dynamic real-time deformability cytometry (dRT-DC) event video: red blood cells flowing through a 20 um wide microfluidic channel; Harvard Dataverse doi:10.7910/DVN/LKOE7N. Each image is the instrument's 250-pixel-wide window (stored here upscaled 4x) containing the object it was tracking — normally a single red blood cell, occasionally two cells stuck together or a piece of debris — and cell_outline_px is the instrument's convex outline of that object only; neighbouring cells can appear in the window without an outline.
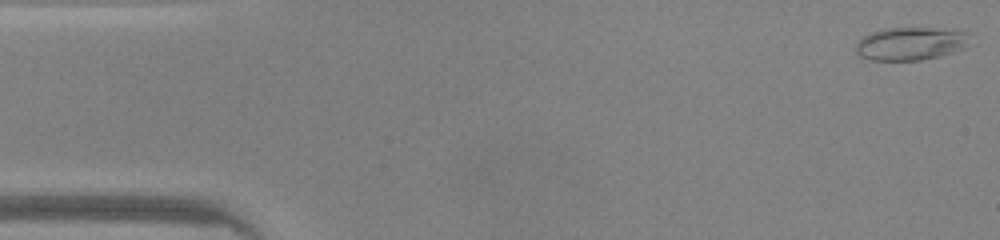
{"species": "common noctule bat (a hibernating species)", "species_latin": "Nyctalus noctula", "temperature_condition": "warm", "stored_images_in_passage": 47, "camera_frame_rate_fps": 3000, "um_per_image_px": 0.085, "animal": {"sex": "male", "body_mass_g": 20.0, "forearm_length_mm": 53.3}, "frame": {"image": 1, "passage_image": 1, "time_ms": 0.0, "image_size_px": [1000, 240], "cell_outline_px": [[968, 32], [964, 48], [940, 56], [920, 60], [872, 60], [860, 56], [856, 52], [856, 44], [864, 36], [872, 32], [884, 28], [932, 28]], "centroid_in_image_um": [77.35, 3.71], "position_along_channel_um": 7.6, "area_um2": 21.56}}
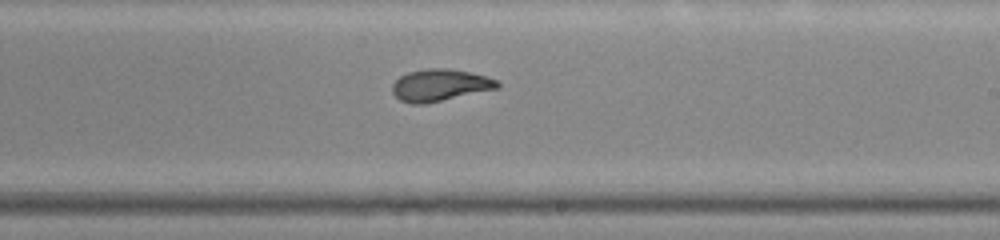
{"frame": {"image": 2, "passage_image": 27, "time_ms": 8.667, "image_size_px": [1000, 240], "cell_outline_px": [[500, 84], [496, 88], [424, 104], [412, 104], [400, 100], [392, 92], [392, 84], [400, 76], [408, 72], [428, 68], [448, 68], [468, 72], [484, 76], [496, 80]], "centroid_in_image_um": [37.33, 7.23], "position_along_channel_um": 251.7, "area_um2": 19.19}}
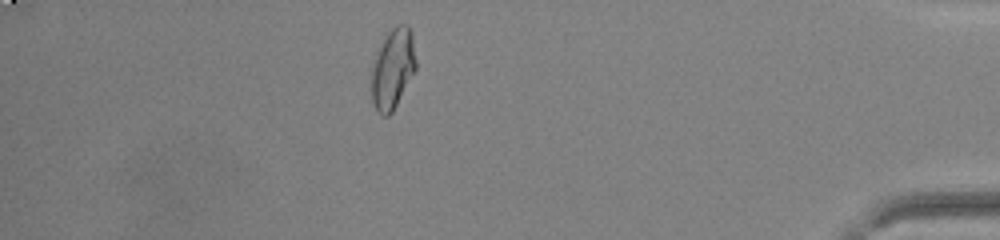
{"frame": {"image": 3, "passage_image": 41, "time_ms": 13.333, "image_size_px": [1000, 240], "cell_outline_px": [[416, 68], [392, 112], [388, 116], [380, 116], [376, 112], [372, 104], [372, 68], [376, 56], [388, 32], [396, 24], [408, 24], [412, 32], [416, 60]], "centroid_in_image_um": [33.39, 5.85], "position_along_channel_um": 401.8, "area_um2": 20.58}, "authors_computed_cell_mechanics": {"area_um2": 20.2878, "velocity_mm_per_s": 4.2696, "shape_relaxation_time_tau1_ms": null, "shape_relaxation_time_tau2_ms": 1.2331, "deformation_change_tau1": null, "deformation_change_tau2": 0.0688}}